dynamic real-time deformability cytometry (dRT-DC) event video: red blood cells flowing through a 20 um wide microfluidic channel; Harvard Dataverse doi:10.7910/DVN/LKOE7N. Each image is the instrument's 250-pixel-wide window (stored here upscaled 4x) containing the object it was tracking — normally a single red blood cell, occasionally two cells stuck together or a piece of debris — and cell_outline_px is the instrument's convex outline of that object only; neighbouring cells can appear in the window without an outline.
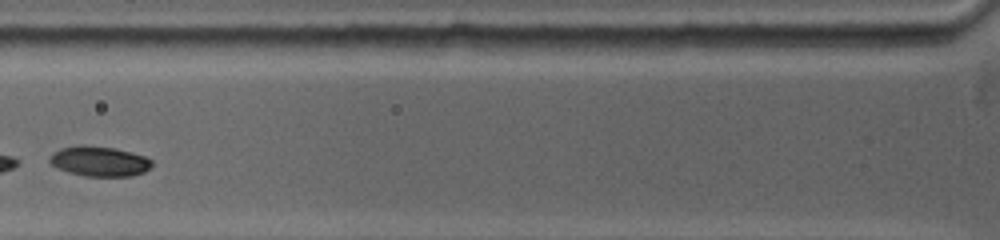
{"species": "common noctule bat (a hibernating species)", "species_latin": "Nyctalus noctula", "temperature_condition": "warm", "stored_images_in_passage": 9, "camera_frame_rate_fps": 5000, "um_per_image_px": 0.085, "animal": {"sex": "female", "body_mass_g": 19.0, "forearm_length_mm": 53.3}, "frame": {"image": 1, "passage_image": 3, "time_ms": 2.0, "image_size_px": [1000, 240], "cell_outline_px": [[152, 164], [144, 172], [132, 176], [84, 176], [68, 172], [56, 168], [48, 160], [52, 152], [60, 148], [76, 144], [84, 144], [112, 148], [144, 156], [152, 160]], "centroid_in_image_um": [8.38, 13.7], "position_along_channel_um": 117.4, "area_um2": 17.98}}
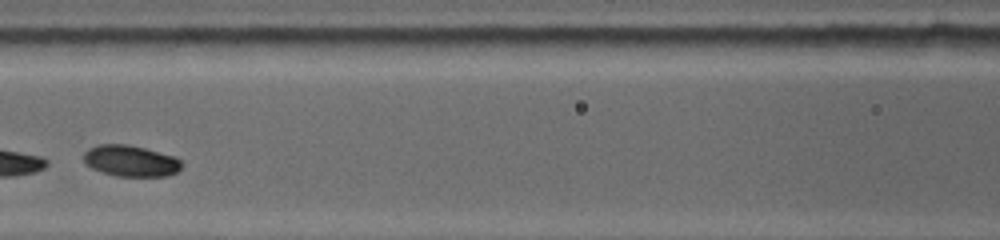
{"frame": {"image": 2, "passage_image": 4, "time_ms": 3.0, "image_size_px": [1000, 240], "cell_outline_px": [[184, 164], [176, 172], [168, 176], [116, 176], [92, 168], [84, 164], [84, 152], [88, 148], [96, 144], [128, 144], [144, 148], [172, 156], [180, 160]], "centroid_in_image_um": [11.08, 13.67], "position_along_channel_um": 155.5, "area_um2": 17.8}}